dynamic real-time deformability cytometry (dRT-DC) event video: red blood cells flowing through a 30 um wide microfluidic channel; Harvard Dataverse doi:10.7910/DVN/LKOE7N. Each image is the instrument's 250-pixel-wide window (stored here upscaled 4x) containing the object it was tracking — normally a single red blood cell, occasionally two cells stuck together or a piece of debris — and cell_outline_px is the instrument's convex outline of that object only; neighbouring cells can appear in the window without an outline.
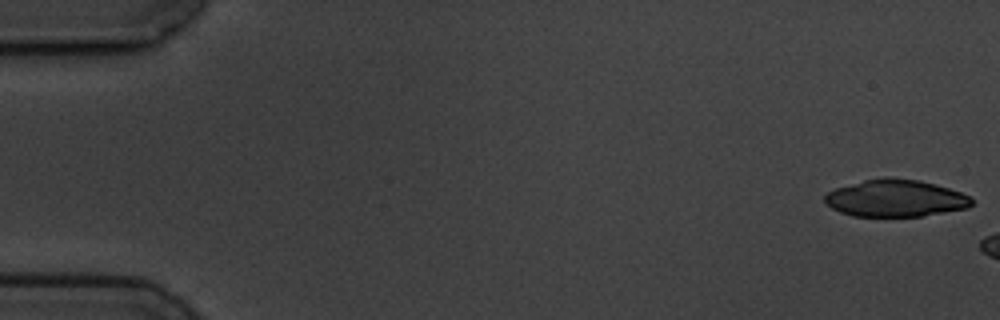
{"species": "common noctule bat (a hibernating species)", "species_latin": "Nyctalus noctula", "temperature_condition": "cold", "stored_images_in_passage": 3, "camera_frame_rate_fps": 3000, "um_per_image_px": 0.085, "animal": {"sex": "male", "body_mass_g": 19.5, "forearm_length_mm": 54.6}, "frame": {"image": 1, "passage_image": 1, "time_ms": 0.0, "image_size_px": [1000, 320], "cell_outline_px": [[972, 204], [968, 208], [924, 216], [852, 216], [840, 212], [832, 208], [824, 200], [824, 196], [828, 192], [836, 188], [864, 180], [884, 176], [888, 176], [916, 180], [948, 188], [972, 196]], "centroid_in_image_um": [76.12, 16.85], "position_along_channel_um": 8.9, "area_um2": 31.73}}